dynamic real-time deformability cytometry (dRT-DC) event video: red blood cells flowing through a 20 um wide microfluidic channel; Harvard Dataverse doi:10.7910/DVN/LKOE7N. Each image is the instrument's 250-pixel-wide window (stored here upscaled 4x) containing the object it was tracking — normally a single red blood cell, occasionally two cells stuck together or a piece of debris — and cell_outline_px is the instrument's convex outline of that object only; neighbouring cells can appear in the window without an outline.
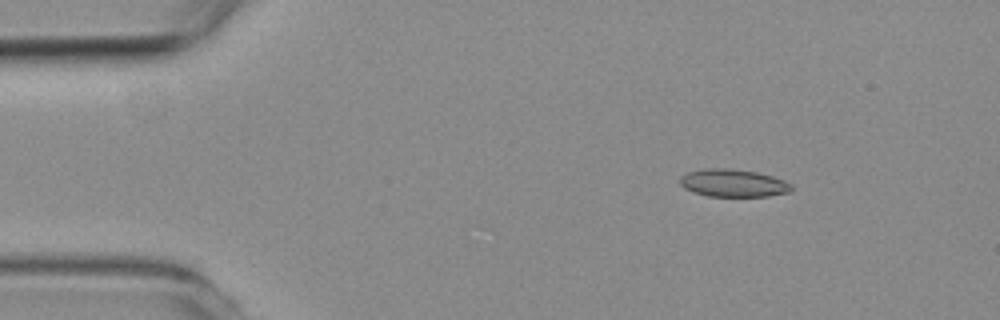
{"species": "common noctule bat (a hibernating species)", "species_latin": "Nyctalus noctula", "temperature_condition": "room temperature", "stored_images_in_passage": 5, "camera_frame_rate_fps": 3000, "um_per_image_px": 0.085, "animal": {"sex": "female", "body_mass_g": 19.3, "forearm_length_mm": 54.1}, "frame": {"image": 1, "passage_image": 1, "time_ms": 0.0, "image_size_px": [1000, 320], "cell_outline_px": [[792, 188], [788, 192], [768, 196], [708, 196], [692, 192], [684, 188], [680, 184], [680, 176], [688, 172], [704, 168], [728, 168], [756, 172], [772, 176], [784, 180], [792, 184]], "centroid_in_image_um": [62.29, 15.55], "position_along_channel_um": 22.7, "area_um2": 17.98}}
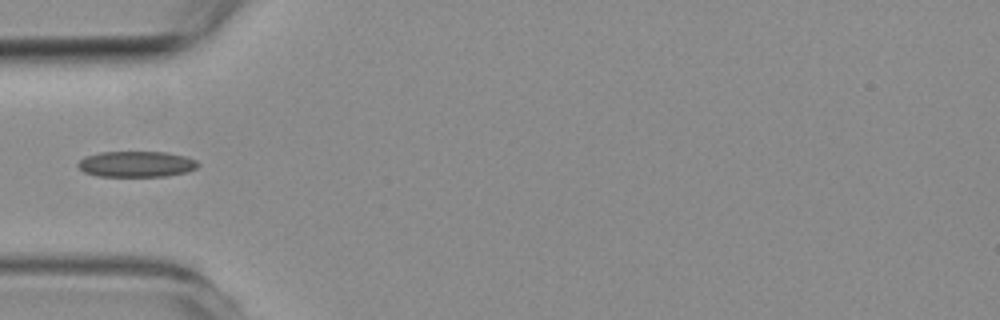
{"frame": {"image": 2, "passage_image": 4, "time_ms": 3.333, "image_size_px": [1000, 320], "cell_outline_px": [[200, 164], [196, 168], [188, 172], [168, 176], [100, 176], [84, 172], [76, 164], [84, 156], [100, 152], [164, 152], [184, 156], [196, 160]], "centroid_in_image_um": [11.6, 13.95], "position_along_channel_um": 73.4, "area_um2": 18.09}}
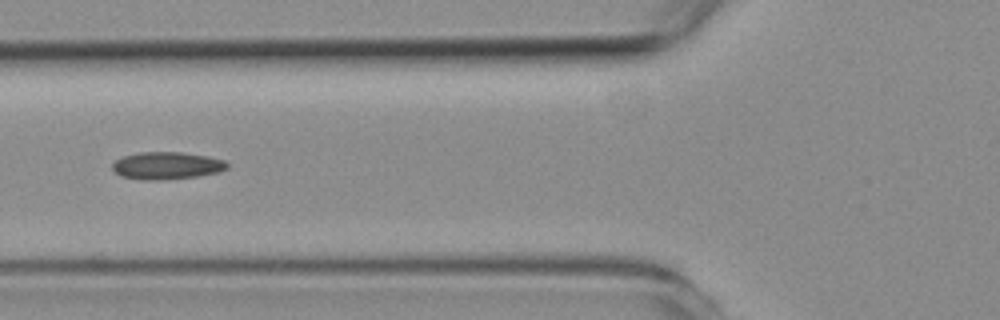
{"frame": {"image": 3, "passage_image": 5, "time_ms": 4.333, "image_size_px": [1000, 320], "cell_outline_px": [[228, 168], [220, 172], [196, 176], [160, 180], [144, 180], [120, 176], [112, 168], [112, 164], [116, 160], [124, 156], [140, 152], [180, 152], [208, 156], [224, 160], [228, 164]], "centroid_in_image_um": [14.18, 14.08], "position_along_channel_um": 111.6, "area_um2": 18.26}}